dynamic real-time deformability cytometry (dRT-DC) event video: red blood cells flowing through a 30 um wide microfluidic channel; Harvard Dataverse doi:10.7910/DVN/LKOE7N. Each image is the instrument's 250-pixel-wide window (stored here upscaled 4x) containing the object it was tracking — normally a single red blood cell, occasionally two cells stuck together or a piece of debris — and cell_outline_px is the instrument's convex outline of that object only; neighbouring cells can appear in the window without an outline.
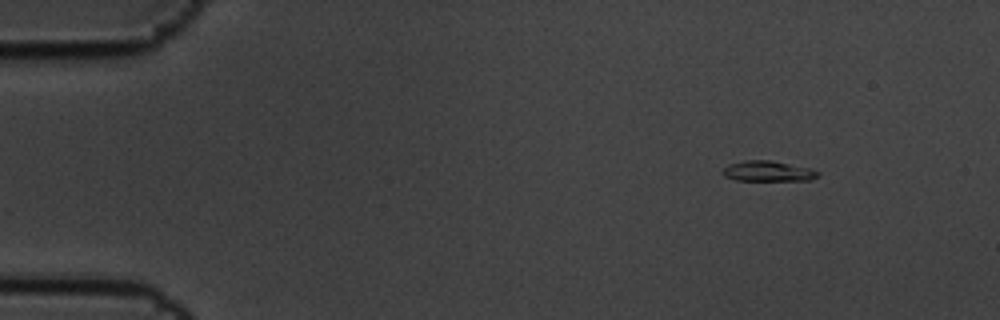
{"species": "common noctule bat (a hibernating species)", "species_latin": "Nyctalus noctula", "temperature_condition": "cold", "stored_images_in_passage": 7, "camera_frame_rate_fps": 3000, "um_per_image_px": 0.085, "animal": {"sex": "male", "body_mass_g": 19.5, "forearm_length_mm": 54.6}, "frame": {"image": 1, "passage_image": 2, "time_ms": 0.333, "image_size_px": [1000, 320], "cell_outline_px": [[820, 176], [812, 180], [736, 180], [724, 176], [720, 172], [728, 164], [744, 160], [768, 160], [808, 168], [820, 172]], "centroid_in_image_um": [65.25, 14.55], "position_along_channel_um": 19.8, "area_um2": 11.27}}
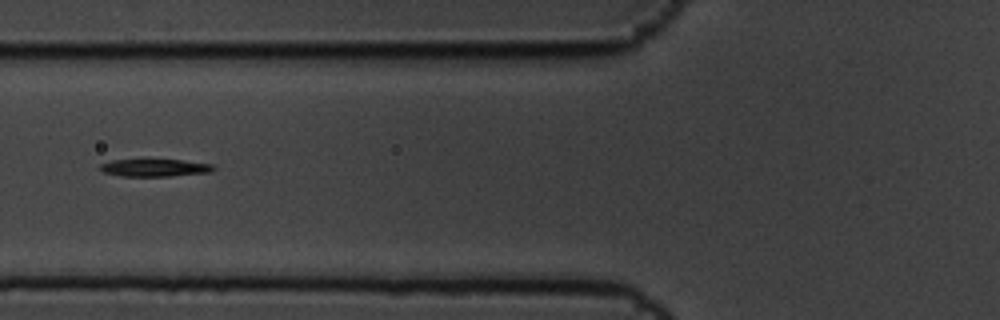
{"frame": {"image": 2, "passage_image": 6, "time_ms": 1.667, "image_size_px": [1000, 320], "cell_outline_px": [[216, 168], [212, 172], [172, 176], [120, 176], [104, 172], [100, 168], [100, 164], [112, 160], [180, 160], [212, 164]], "centroid_in_image_um": [13.19, 14.27], "position_along_channel_um": 112.6, "area_um2": 11.44}}
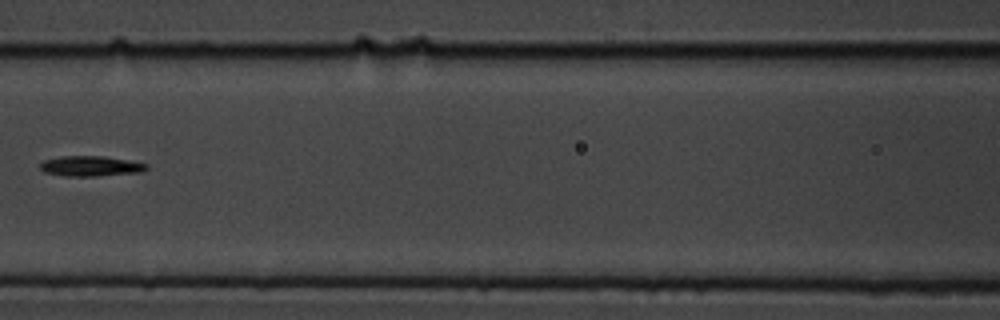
{"frame": {"image": 3, "passage_image": 7, "time_ms": 2.0, "image_size_px": [1000, 320], "cell_outline_px": [[148, 168], [144, 172], [96, 176], [64, 176], [44, 172], [40, 168], [40, 164], [44, 160], [60, 156], [104, 156], [148, 164]], "centroid_in_image_um": [7.71, 14.12], "position_along_channel_um": 158.9, "area_um2": 12.6}}